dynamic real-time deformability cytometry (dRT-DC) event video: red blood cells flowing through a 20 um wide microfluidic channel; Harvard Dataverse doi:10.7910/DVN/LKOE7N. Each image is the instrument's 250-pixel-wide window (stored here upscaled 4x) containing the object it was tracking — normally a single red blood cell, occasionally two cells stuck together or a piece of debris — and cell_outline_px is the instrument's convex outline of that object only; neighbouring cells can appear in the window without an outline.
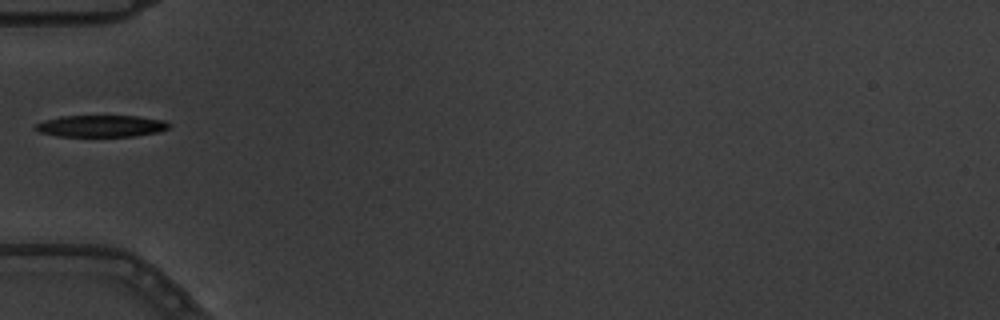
{"species": "common noctule bat (a hibernating species)", "species_latin": "Nyctalus noctula", "temperature_condition": "warm", "stored_images_in_passage": 1, "camera_frame_rate_fps": 3000, "um_per_image_px": 0.085, "animal": {"sex": "male", "body_mass_g": 19.5, "forearm_length_mm": 54.6}, "frame": {"image": 1, "passage_image": 1, "time_ms": 0.0, "image_size_px": [1000, 320], "cell_outline_px": [[172, 124], [168, 128], [160, 132], [136, 136], [56, 136], [40, 132], [32, 128], [36, 124], [44, 120], [60, 116], [136, 116], [164, 120]], "centroid_in_image_um": [8.6, 10.71], "position_along_channel_um": 76.4, "area_um2": 17.05}}